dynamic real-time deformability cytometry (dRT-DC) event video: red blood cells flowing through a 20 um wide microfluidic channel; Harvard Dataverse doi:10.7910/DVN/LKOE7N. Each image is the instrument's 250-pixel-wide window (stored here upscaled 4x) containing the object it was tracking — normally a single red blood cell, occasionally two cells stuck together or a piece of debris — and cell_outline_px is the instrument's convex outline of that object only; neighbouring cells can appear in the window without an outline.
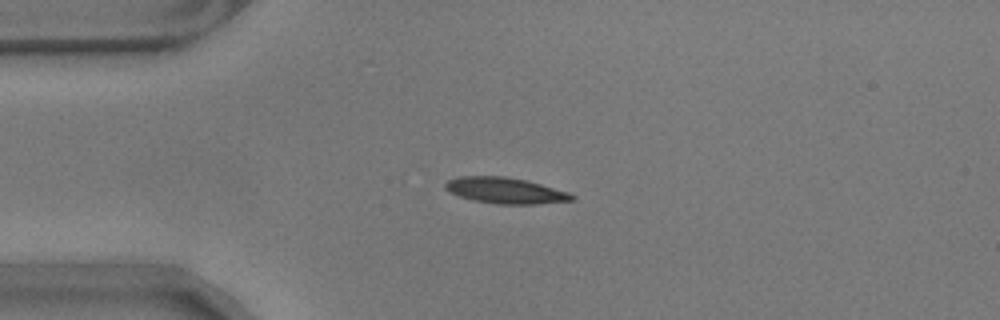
{"species": "common noctule bat (a hibernating species)", "species_latin": "Nyctalus noctula", "temperature_condition": "warm", "stored_images_in_passage": 38, "camera_frame_rate_fps": 3000, "um_per_image_px": 0.085, "animal": {"sex": "male", "body_mass_g": 17.9}, "frame": {"image": 1, "passage_image": 1, "time_ms": 0.0, "image_size_px": [1000, 320], "cell_outline_px": [[576, 200], [536, 204], [496, 204], [472, 200], [460, 196], [444, 188], [444, 184], [448, 180], [460, 176], [504, 176], [524, 180], [540, 184], [568, 192], [576, 196]], "centroid_in_image_um": [42.96, 16.2], "position_along_channel_um": 42.0, "area_um2": 19.07}}
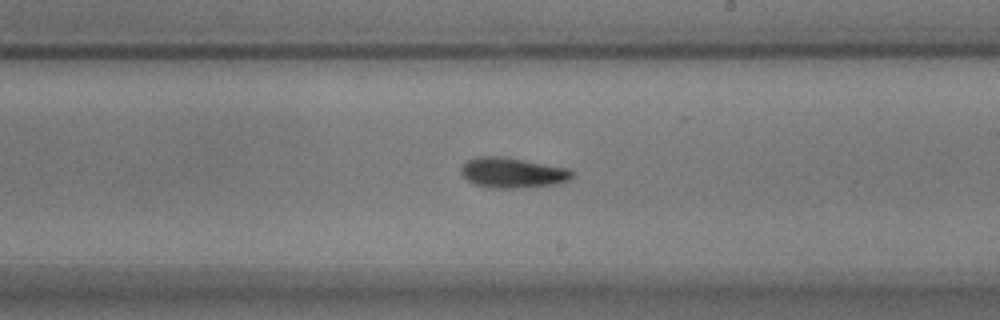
{"frame": {"image": 2, "passage_image": 20, "time_ms": 6.333, "image_size_px": [1000, 320], "cell_outline_px": [[572, 176], [568, 180], [556, 184], [520, 188], [488, 188], [472, 184], [460, 172], [460, 168], [468, 160], [476, 156], [504, 156], [572, 168]], "centroid_in_image_um": [43.56, 14.67], "position_along_channel_um": 245.4, "area_um2": 19.94}}
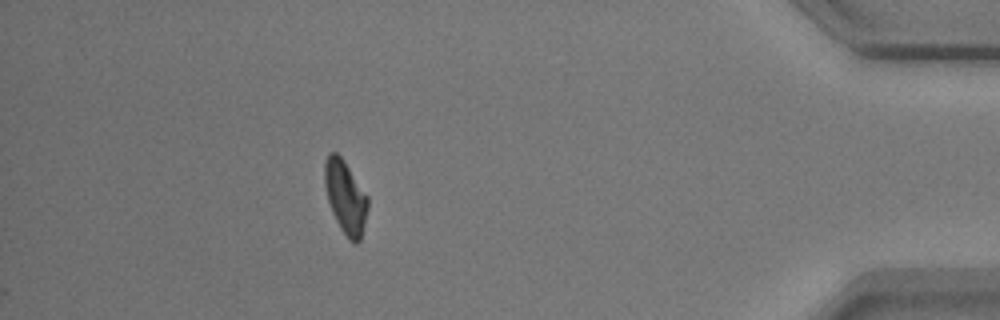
{"frame": {"image": 3, "passage_image": 38, "time_ms": 12.333, "image_size_px": [1000, 320], "cell_outline_px": [[368, 208], [360, 240], [356, 244], [352, 244], [348, 240], [340, 228], [332, 212], [328, 200], [324, 184], [324, 164], [328, 152], [336, 152], [344, 160], [368, 196]], "centroid_in_image_um": [29.36, 16.75], "position_along_channel_um": 405.8, "area_um2": 18.5}, "authors_computed_cell_mechanics": {"area_um2": 19.2763, "velocity_mm_per_s": 3.5271, "shape_relaxation_time_tau1_ms": 2.8039, "shape_relaxation_time_tau2_ms": 4.2649, "deformation_change_tau1": 0.1451, "deformation_change_tau2": 0.1091}}